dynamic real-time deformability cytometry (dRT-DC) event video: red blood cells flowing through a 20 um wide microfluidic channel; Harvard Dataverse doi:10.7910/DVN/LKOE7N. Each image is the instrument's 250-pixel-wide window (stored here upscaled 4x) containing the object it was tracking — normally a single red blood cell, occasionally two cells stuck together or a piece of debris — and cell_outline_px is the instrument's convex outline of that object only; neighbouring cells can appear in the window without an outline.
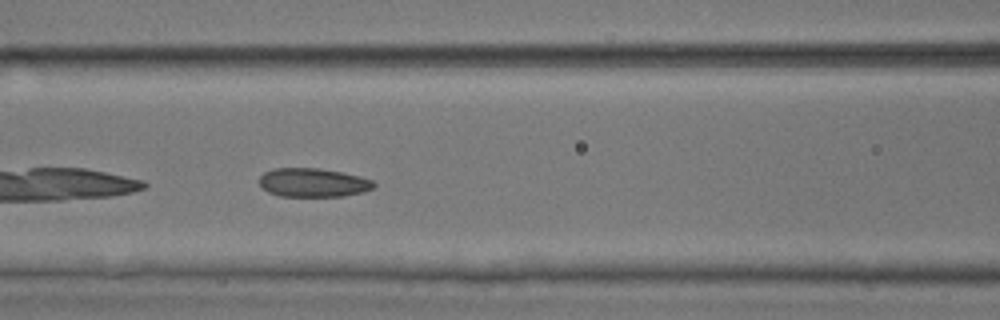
{"species": "common noctule bat (a hibernating species)", "species_latin": "Nyctalus noctula", "temperature_condition": "room temperature", "stored_images_in_passage": 35, "camera_frame_rate_fps": 3000, "um_per_image_px": 0.085, "animal": {"sex": "male", "body_mass_g": 17.9, "forearm_length_mm": 54.2}, "frame": {"image": 1, "passage_image": 6, "time_ms": 1.667, "image_size_px": [1000, 320], "cell_outline_px": [[376, 184], [372, 188], [364, 192], [344, 196], [280, 196], [268, 192], [260, 184], [260, 176], [264, 172], [272, 168], [316, 168], [340, 172], [360, 176], [372, 180]], "centroid_in_image_um": [26.61, 15.52], "position_along_channel_um": 140.0, "area_um2": 19.13}}
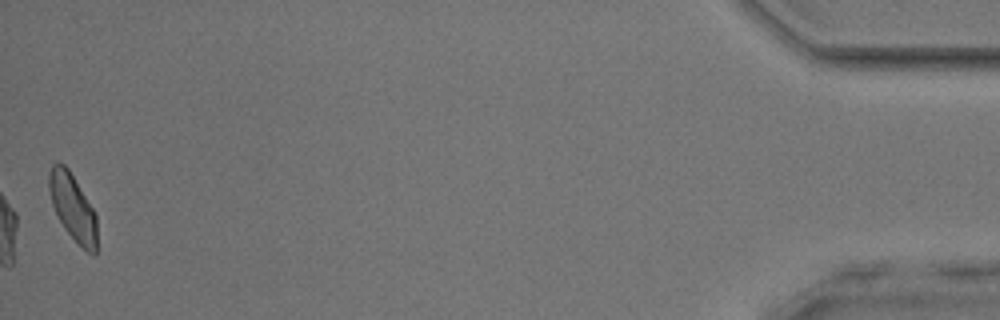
{"frame": {"image": 2, "passage_image": 35, "time_ms": 11.333, "image_size_px": [1000, 320], "cell_outline_px": [[96, 256], [92, 256], [64, 228], [52, 204], [48, 188], [48, 172], [52, 164], [64, 164], [68, 168], [92, 208], [96, 216]], "centroid_in_image_um": [6.17, 17.61], "position_along_channel_um": 429.0, "area_um2": 18.15}}